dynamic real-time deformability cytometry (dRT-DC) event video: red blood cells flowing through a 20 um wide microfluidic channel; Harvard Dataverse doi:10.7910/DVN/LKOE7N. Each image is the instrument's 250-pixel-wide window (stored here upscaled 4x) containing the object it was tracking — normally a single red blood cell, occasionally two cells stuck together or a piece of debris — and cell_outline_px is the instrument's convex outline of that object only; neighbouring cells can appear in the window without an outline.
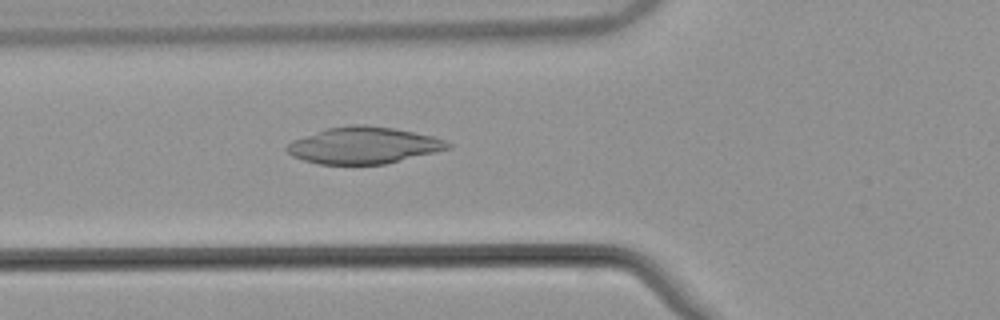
{"species": "common noctule bat (a hibernating species)", "species_latin": "Nyctalus noctula", "temperature_condition": "warm", "stored_images_in_passage": 52, "camera_frame_rate_fps": 3000, "um_per_image_px": 0.085, "animal": {"sex": "male", "body_mass_g": 21.5, "forearm_length_mm": 52.0}, "frame": {"image": 1, "passage_image": 19, "time_ms": 6.0, "image_size_px": [1000, 320], "cell_outline_px": [[452, 148], [436, 152], [384, 164], [320, 164], [304, 160], [292, 156], [284, 148], [292, 140], [324, 128], [348, 124], [364, 124], [396, 128], [432, 136], [444, 140], [452, 144]], "centroid_in_image_um": [30.89, 12.34], "position_along_channel_um": 94.9, "area_um2": 34.62}}
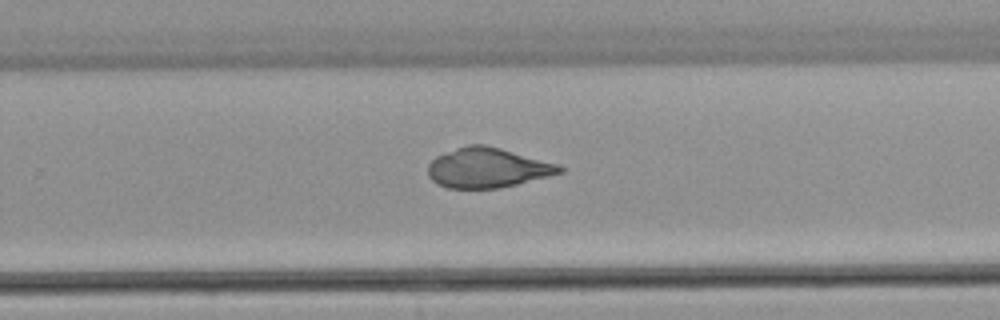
{"frame": {"image": 2, "passage_image": 34, "time_ms": 11.0, "image_size_px": [1000, 320], "cell_outline_px": [[564, 172], [500, 188], [448, 188], [436, 184], [428, 176], [428, 164], [436, 156], [456, 148], [468, 144], [484, 144], [500, 148], [560, 164], [564, 168]], "centroid_in_image_um": [41.44, 14.26], "position_along_channel_um": 288.4, "area_um2": 30.58}}
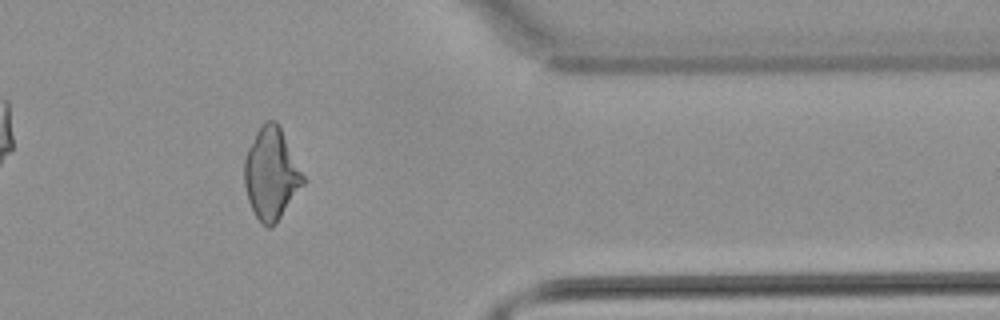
{"frame": {"image": 3, "passage_image": 43, "time_ms": 14.0, "image_size_px": [1000, 320], "cell_outline_px": [[304, 184], [280, 216], [268, 228], [256, 216], [248, 200], [244, 184], [244, 160], [248, 148], [260, 124], [264, 120], [276, 120], [304, 176]], "centroid_in_image_um": [23.02, 14.72], "position_along_channel_um": 388.4, "area_um2": 30.63}}